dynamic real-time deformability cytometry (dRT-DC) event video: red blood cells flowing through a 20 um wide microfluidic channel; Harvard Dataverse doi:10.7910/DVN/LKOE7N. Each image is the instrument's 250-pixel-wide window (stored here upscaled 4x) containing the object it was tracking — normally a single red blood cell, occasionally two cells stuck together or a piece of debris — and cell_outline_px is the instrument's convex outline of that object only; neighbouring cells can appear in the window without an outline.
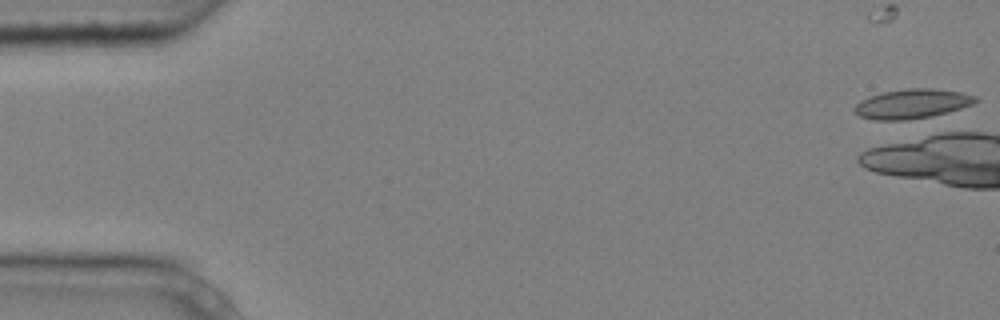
{"species": "common noctule bat (a hibernating species)", "species_latin": "Nyctalus noctula", "temperature_condition": "cold", "stored_images_in_passage": 3, "camera_frame_rate_fps": 3000, "um_per_image_px": 0.085, "animal": {"sex": "male", "body_mass_g": 20.4}, "frame": {"image": 1, "passage_image": 1, "time_ms": 0.0, "image_size_px": [1000, 320], "cell_outline_px": [[980, 100], [972, 104], [940, 116], [908, 120], [872, 120], [860, 116], [852, 108], [860, 100], [884, 92], [908, 88], [932, 88], [960, 92], [976, 96]], "centroid_in_image_um": [77.57, 8.84], "position_along_channel_um": 7.4, "area_um2": 21.1}}